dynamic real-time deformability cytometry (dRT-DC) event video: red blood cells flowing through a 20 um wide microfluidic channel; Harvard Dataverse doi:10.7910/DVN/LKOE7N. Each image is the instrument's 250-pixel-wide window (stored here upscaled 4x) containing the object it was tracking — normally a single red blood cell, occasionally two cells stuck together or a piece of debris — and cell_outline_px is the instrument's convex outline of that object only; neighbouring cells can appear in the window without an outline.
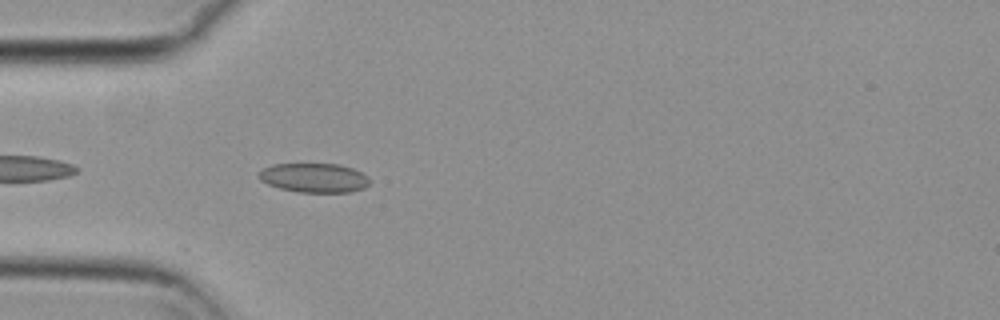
{"species": "common noctule bat (a hibernating species)", "species_latin": "Nyctalus noctula", "temperature_condition": "cold", "stored_images_in_passage": 42, "camera_frame_rate_fps": 3000, "um_per_image_px": 0.085, "animal": {"sex": "female", "body_mass_g": 29.2, "forearm_length_mm": 56.3}, "frame": {"image": 1, "passage_image": 3, "time_ms": 0.667, "image_size_px": [1000, 320], "cell_outline_px": [[368, 184], [364, 188], [348, 192], [296, 192], [280, 188], [268, 184], [260, 180], [256, 176], [264, 168], [272, 164], [340, 164], [352, 168], [368, 176]], "centroid_in_image_um": [26.67, 15.11], "position_along_channel_um": 58.3, "area_um2": 18.84}}
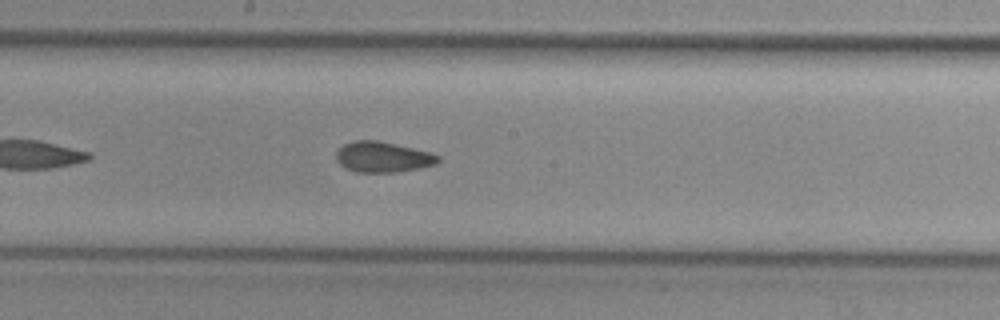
{"frame": {"image": 2, "passage_image": 16, "time_ms": 5.0, "image_size_px": [1000, 320], "cell_outline_px": [[440, 160], [436, 164], [420, 168], [396, 172], [356, 172], [344, 168], [336, 160], [336, 152], [344, 144], [352, 140], [376, 140], [412, 148], [428, 152], [440, 156]], "centroid_in_image_um": [32.51, 13.35], "position_along_channel_um": 215.7, "area_um2": 18.09}}
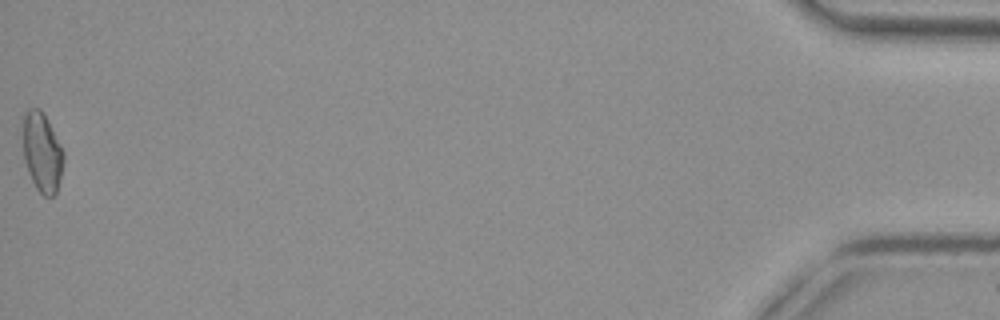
{"frame": {"image": 3, "passage_image": 42, "time_ms": 13.667, "image_size_px": [1000, 320], "cell_outline_px": [[64, 160], [56, 192], [52, 196], [44, 196], [36, 188], [28, 172], [24, 160], [20, 116], [28, 108], [40, 108], [44, 112], [64, 152]], "centroid_in_image_um": [3.52, 12.85], "position_along_channel_um": 431.7, "area_um2": 19.31}, "authors_computed_cell_mechanics": {"area_um2": 18.0914, "velocity_mm_per_s": 3.7145, "shape_relaxation_time_tau1_ms": null, "shape_relaxation_time_tau2_ms": 1.5337, "deformation_change_tau1": null, "deformation_change_tau2": 0.0672}}